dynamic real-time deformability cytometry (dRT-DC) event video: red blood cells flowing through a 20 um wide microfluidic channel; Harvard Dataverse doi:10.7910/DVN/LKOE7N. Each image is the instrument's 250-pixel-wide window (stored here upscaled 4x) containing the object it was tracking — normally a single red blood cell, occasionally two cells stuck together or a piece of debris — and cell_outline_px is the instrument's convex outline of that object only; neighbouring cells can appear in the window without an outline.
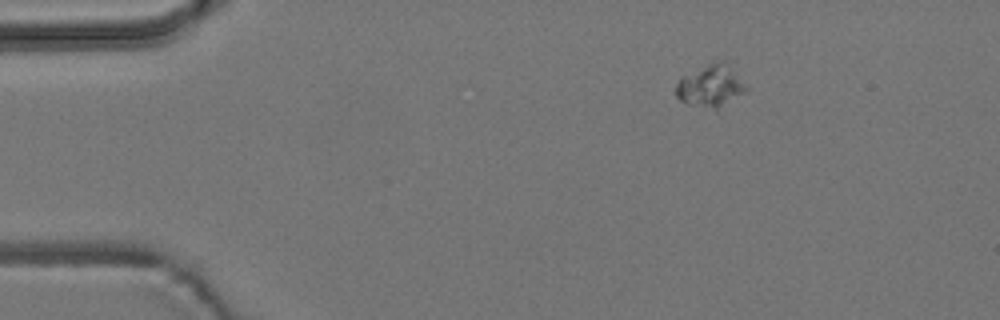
{"species": "common noctule bat (a hibernating species)", "species_latin": "Nyctalus noctula", "temperature_condition": "room temperature", "stored_images_in_passage": 3, "camera_frame_rate_fps": 3000, "um_per_image_px": 0.085, "animal": {"sex": "male", "body_mass_g": 19.2, "forearm_length_mm": 51.8}, "frame": {"image": 1, "passage_image": 1, "time_ms": 0.0, "image_size_px": [1000, 320], "cell_outline_px": [[748, 92], [716, 112], [688, 104], [680, 100], [676, 96], [676, 84], [680, 76], [708, 64], [720, 60], [748, 88]], "centroid_in_image_um": [60.37, 7.4], "position_along_channel_um": 24.6, "area_um2": 17.34}}